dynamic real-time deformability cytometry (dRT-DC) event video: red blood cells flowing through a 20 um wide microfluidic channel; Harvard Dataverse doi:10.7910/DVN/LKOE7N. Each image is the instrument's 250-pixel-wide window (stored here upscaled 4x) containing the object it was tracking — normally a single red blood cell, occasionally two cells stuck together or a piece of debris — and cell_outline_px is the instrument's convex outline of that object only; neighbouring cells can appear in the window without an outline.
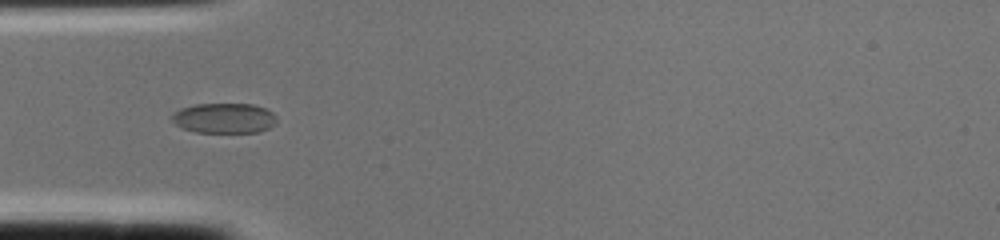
{"species": "common noctule bat (a hibernating species)", "species_latin": "Nyctalus noctula", "temperature_condition": "cold", "stored_images_in_passage": 1, "camera_frame_rate_fps": 3000, "um_per_image_px": 0.085, "animal": {"sex": "female", "body_mass_g": 22.0, "forearm_length_mm": 56.7}, "frame": {"image": 1, "passage_image": 1, "time_ms": 0.0, "image_size_px": [1000, 240], "cell_outline_px": [[276, 124], [260, 132], [196, 132], [180, 128], [168, 116], [172, 112], [180, 108], [196, 104], [252, 104], [264, 108], [272, 112], [276, 116]], "centroid_in_image_um": [19.01, 10.04], "position_along_channel_um": 66.0, "area_um2": 18.61}}